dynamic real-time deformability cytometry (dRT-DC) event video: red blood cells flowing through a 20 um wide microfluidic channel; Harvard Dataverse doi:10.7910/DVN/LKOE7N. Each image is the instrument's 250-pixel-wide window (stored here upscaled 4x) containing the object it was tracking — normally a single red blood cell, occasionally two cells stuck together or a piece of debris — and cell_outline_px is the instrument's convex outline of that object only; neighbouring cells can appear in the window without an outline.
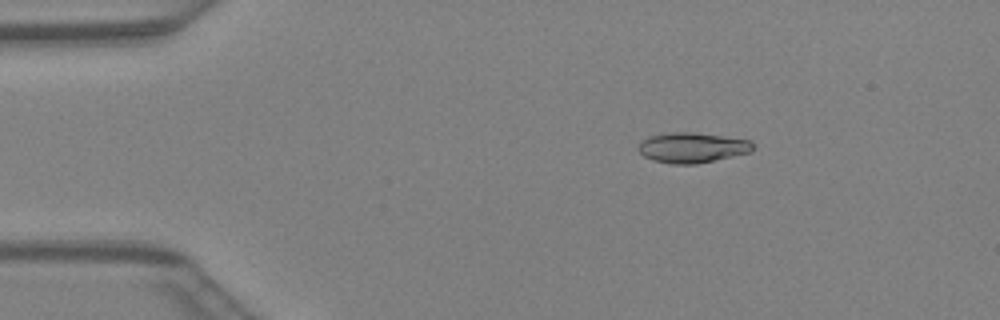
{"species": "Egyptian fruit bat (a non-hibernating species)", "species_latin": "Rousettus aegyptiacus", "temperature_condition": "warm", "stored_images_in_passage": 42, "camera_frame_rate_fps": 3000, "um_per_image_px": 0.085, "animal": {"sex": "female"}, "frame": {"image": 1, "passage_image": 7, "time_ms": 2.0, "image_size_px": [1000, 320], "cell_outline_px": [[752, 152], [696, 164], [672, 164], [652, 160], [644, 156], [636, 148], [648, 136], [672, 132], [692, 132], [752, 140]], "centroid_in_image_um": [58.83, 12.55], "position_along_channel_um": 26.2, "area_um2": 20.11}}
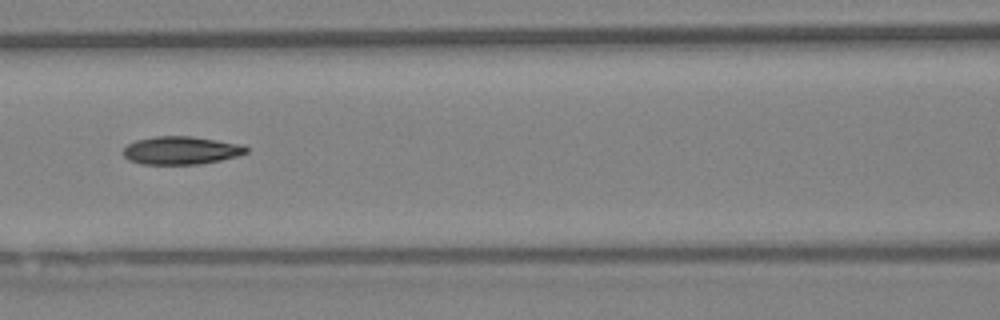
{"frame": {"image": 2, "passage_image": 19, "time_ms": 6.0, "image_size_px": [1000, 320], "cell_outline_px": [[248, 152], [236, 156], [220, 160], [200, 164], [140, 164], [128, 160], [120, 152], [128, 144], [136, 140], [156, 136], [192, 136], [244, 144], [248, 148]], "centroid_in_image_um": [15.38, 12.78], "position_along_channel_um": 151.2, "area_um2": 20.29}}
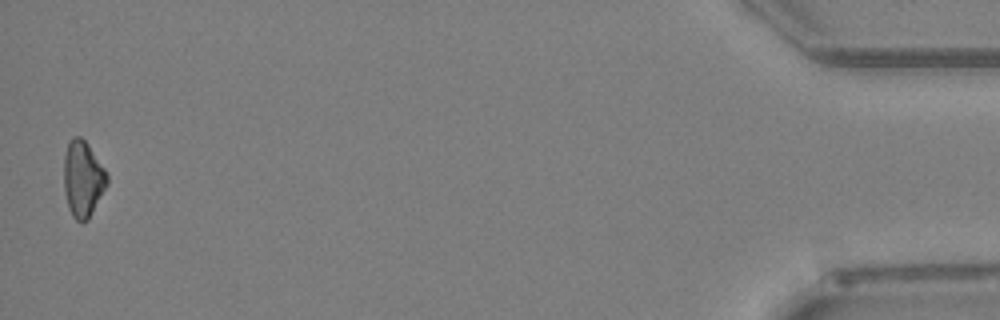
{"frame": {"image": 3, "passage_image": 42, "time_ms": 13.667, "image_size_px": [1000, 320], "cell_outline_px": [[108, 184], [88, 220], [76, 220], [72, 216], [68, 208], [64, 192], [64, 156], [68, 144], [72, 136], [80, 136], [88, 144], [104, 168], [108, 176]], "centroid_in_image_um": [7.04, 15.2], "position_along_channel_um": 428.2, "area_um2": 19.13}}